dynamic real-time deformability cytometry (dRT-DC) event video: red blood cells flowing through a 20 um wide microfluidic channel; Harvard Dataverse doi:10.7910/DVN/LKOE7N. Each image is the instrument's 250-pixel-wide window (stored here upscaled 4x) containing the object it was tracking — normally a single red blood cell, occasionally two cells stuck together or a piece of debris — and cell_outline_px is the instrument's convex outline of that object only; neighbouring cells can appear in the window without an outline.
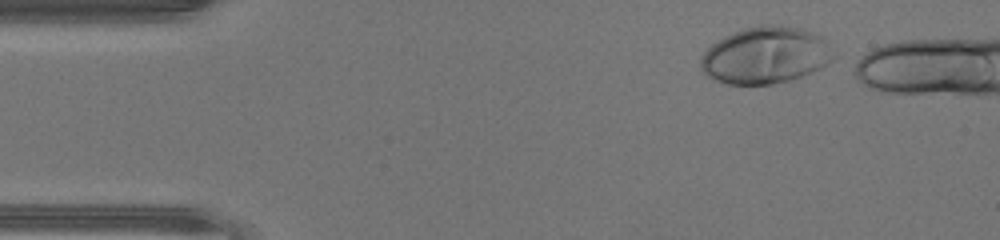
{"species": "human", "species_latin": "Homo sapiens", "temperature_condition": "warm", "stored_images_in_passage": 34, "camera_frame_rate_fps": 3000, "um_per_image_px": 0.085, "donor": {"sex": "male"}, "frame": {"image": 1, "passage_image": 1, "time_ms": 0.0, "image_size_px": [1000, 240], "cell_outline_px": [[836, 56], [832, 60], [820, 68], [812, 72], [788, 80], [772, 84], [728, 84], [716, 80], [708, 76], [700, 68], [700, 56], [716, 40], [732, 32], [744, 28], [760, 24], [780, 24], [804, 28], [824, 36]], "centroid_in_image_um": [65.09, 4.66], "position_along_channel_um": 19.9, "area_um2": 44.51}}
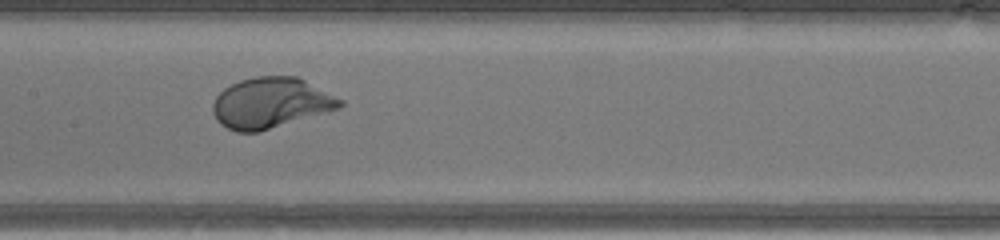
{"frame": {"image": 2, "passage_image": 18, "time_ms": 5.667, "image_size_px": [1000, 240], "cell_outline_px": [[344, 104], [340, 108], [328, 112], [260, 132], [236, 132], [220, 124], [216, 120], [212, 112], [212, 104], [216, 96], [224, 88], [240, 80], [256, 76], [296, 76], [344, 100]], "centroid_in_image_um": [23.01, 8.76], "position_along_channel_um": 184.4, "area_um2": 37.69}}
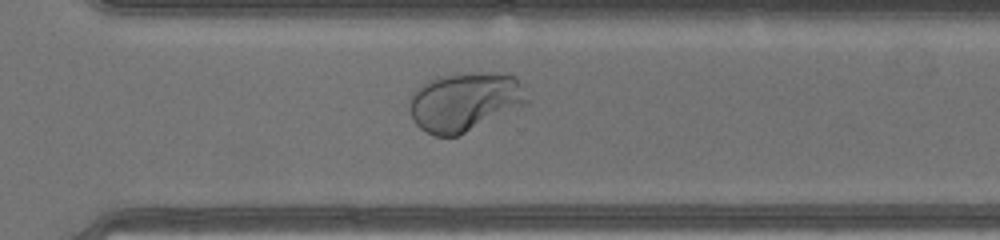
{"frame": {"image": 3, "passage_image": 28, "time_ms": 9.0, "image_size_px": [1000, 240], "cell_outline_px": [[528, 104], [456, 136], [436, 136], [420, 128], [412, 120], [408, 108], [408, 104], [412, 92], [416, 88], [428, 80], [440, 76], [472, 72], [516, 76], [520, 80], [528, 100]], "centroid_in_image_um": [39.47, 8.64], "position_along_channel_um": 331.1, "area_um2": 40.23}}